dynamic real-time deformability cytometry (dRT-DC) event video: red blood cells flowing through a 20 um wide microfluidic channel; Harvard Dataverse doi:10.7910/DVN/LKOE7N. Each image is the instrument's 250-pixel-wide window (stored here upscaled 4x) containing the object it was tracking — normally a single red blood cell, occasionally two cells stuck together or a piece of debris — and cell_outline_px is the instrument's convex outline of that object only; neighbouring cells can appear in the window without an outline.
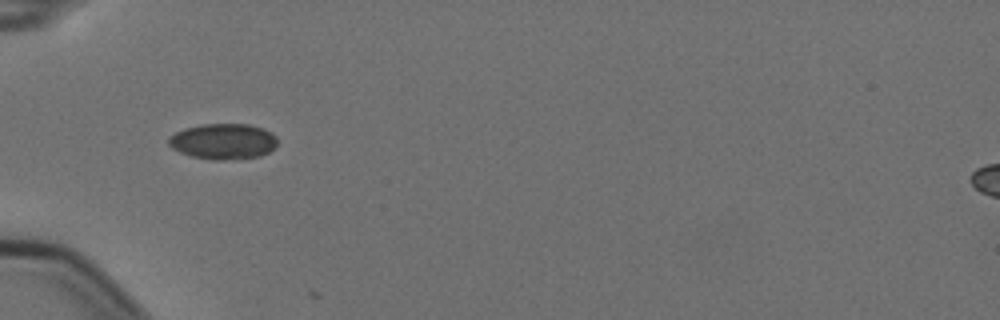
{"species": "Egyptian fruit bat (a non-hibernating species)", "species_latin": "Rousettus aegyptiacus", "temperature_condition": "cold", "stored_images_in_passage": 6, "camera_frame_rate_fps": 3000, "um_per_image_px": 0.085, "animal": {"sex": "female"}, "frame": {"image": 1, "passage_image": 5, "time_ms": 1.333, "image_size_px": [1000, 320], "cell_outline_px": [[276, 148], [260, 156], [224, 160], [212, 160], [192, 156], [180, 152], [172, 148], [168, 144], [168, 136], [184, 128], [204, 124], [248, 124], [264, 128], [272, 132], [276, 136]], "centroid_in_image_um": [18.98, 12.01], "position_along_channel_um": 66.0, "area_um2": 22.77}}